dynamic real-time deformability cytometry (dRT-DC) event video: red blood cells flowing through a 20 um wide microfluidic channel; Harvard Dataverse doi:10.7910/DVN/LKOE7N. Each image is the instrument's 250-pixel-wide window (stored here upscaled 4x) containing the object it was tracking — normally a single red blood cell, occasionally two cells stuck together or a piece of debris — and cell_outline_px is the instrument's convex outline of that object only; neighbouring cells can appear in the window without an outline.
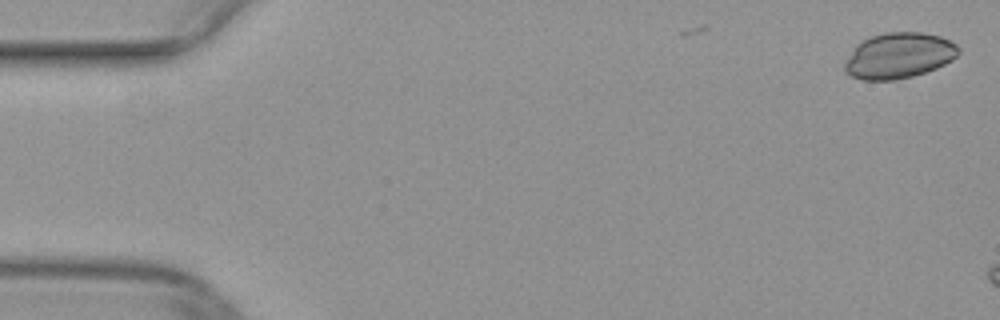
{"species": "common noctule bat (a hibernating species)", "species_latin": "Nyctalus noctula", "temperature_condition": "warm", "stored_images_in_passage": 10, "camera_frame_rate_fps": 3000, "um_per_image_px": 0.085, "animal": {"sex": "female", "body_mass_g": 29.2, "forearm_length_mm": 56.3}, "frame": {"image": 1, "passage_image": 2, "time_ms": 0.333, "image_size_px": [1000, 320], "cell_outline_px": [[960, 52], [952, 60], [936, 68], [912, 76], [896, 80], [860, 80], [844, 72], [844, 64], [848, 56], [856, 44], [872, 36], [884, 32], [924, 32], [940, 36], [956, 44], [960, 48]], "centroid_in_image_um": [76.39, 4.73], "position_along_channel_um": 8.6, "area_um2": 30.4}}